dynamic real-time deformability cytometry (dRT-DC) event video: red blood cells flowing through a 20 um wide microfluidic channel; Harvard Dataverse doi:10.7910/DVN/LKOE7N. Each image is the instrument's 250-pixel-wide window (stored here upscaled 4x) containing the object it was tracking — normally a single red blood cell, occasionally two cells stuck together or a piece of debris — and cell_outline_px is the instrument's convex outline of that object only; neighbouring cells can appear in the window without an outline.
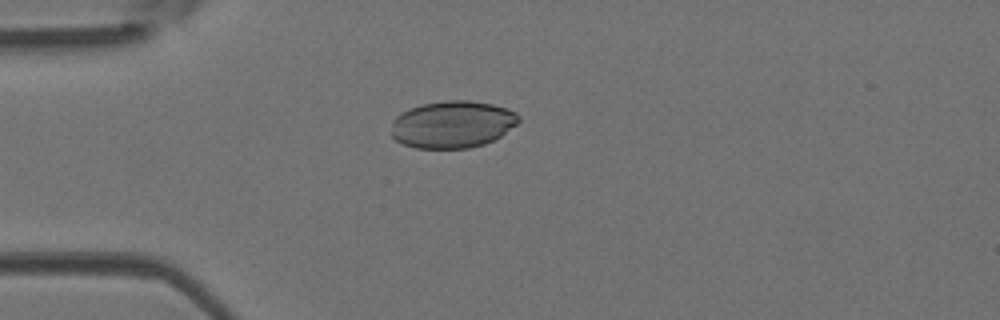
{"species": "Egyptian fruit bat (a non-hibernating species)", "species_latin": "Rousettus aegyptiacus", "temperature_condition": "room temperature", "stored_images_in_passage": 37, "camera_frame_rate_fps": 3000, "um_per_image_px": 0.085, "animal": {"sex": "female"}, "frame": {"image": 1, "passage_image": 1, "time_ms": 0.0, "image_size_px": [1000, 320], "cell_outline_px": [[520, 120], [516, 124], [500, 136], [484, 144], [468, 148], [416, 148], [404, 144], [396, 140], [392, 136], [392, 120], [396, 116], [412, 108], [424, 104], [448, 100], [468, 100], [492, 104], [516, 112], [520, 116]], "centroid_in_image_um": [38.46, 10.58], "position_along_channel_um": 46.5, "area_um2": 34.68}}
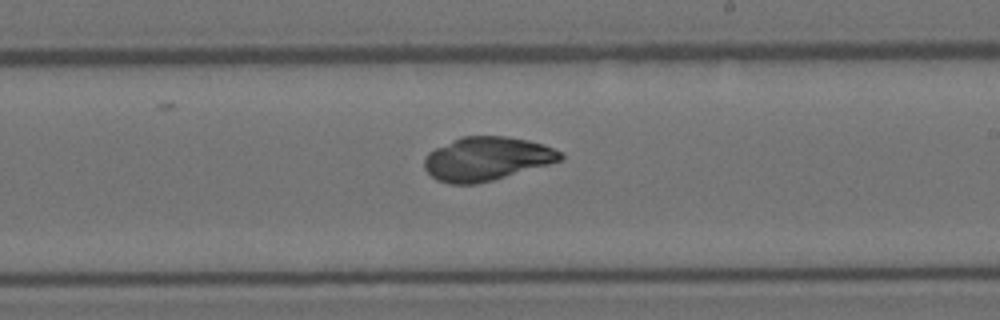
{"frame": {"image": 2, "passage_image": 17, "time_ms": 5.333, "image_size_px": [1000, 320], "cell_outline_px": [[564, 156], [560, 160], [548, 164], [492, 180], [476, 184], [448, 184], [436, 180], [424, 168], [424, 156], [428, 152], [460, 136], [504, 136], [528, 140], [544, 144], [564, 152]], "centroid_in_image_um": [41.35, 13.49], "position_along_channel_um": 247.7, "area_um2": 34.62}}
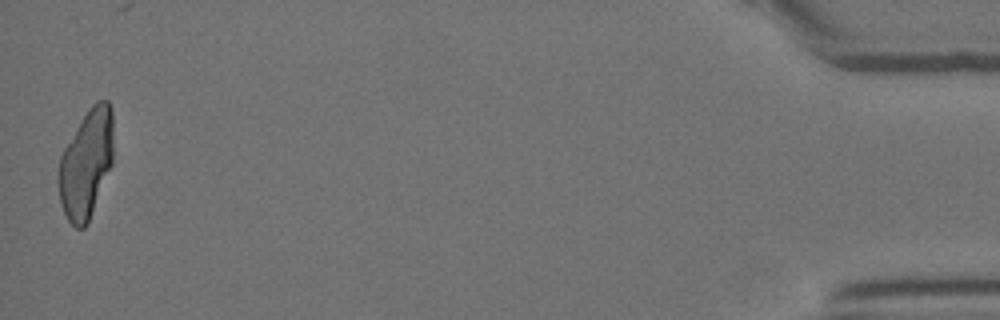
{"frame": {"image": 3, "passage_image": 37, "time_ms": 12.0, "image_size_px": [1000, 320], "cell_outline_px": [[112, 164], [88, 224], [84, 228], [76, 228], [68, 220], [60, 204], [56, 180], [56, 176], [60, 156], [64, 148], [88, 108], [92, 104], [100, 100], [108, 100], [112, 112]], "centroid_in_image_um": [7.29, 13.96], "position_along_channel_um": 427.9, "area_um2": 34.91}}